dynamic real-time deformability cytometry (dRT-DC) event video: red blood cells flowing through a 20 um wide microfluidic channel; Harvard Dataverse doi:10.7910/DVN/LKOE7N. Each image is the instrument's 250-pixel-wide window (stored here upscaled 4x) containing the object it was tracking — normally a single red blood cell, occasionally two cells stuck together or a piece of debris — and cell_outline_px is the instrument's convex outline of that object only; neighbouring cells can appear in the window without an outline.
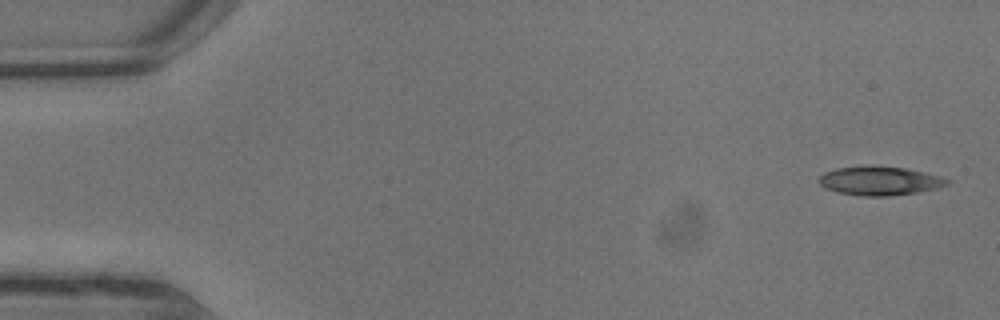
{"species": "common noctule bat (a hibernating species)", "species_latin": "Nyctalus noctula", "temperature_condition": "warm", "stored_images_in_passage": 7, "camera_frame_rate_fps": 3000, "um_per_image_px": 0.085, "animal": {"sex": "male", "body_mass_g": 13.3}, "frame": {"image": 1, "passage_image": 1, "time_ms": 0.0, "image_size_px": [1000, 320], "cell_outline_px": [[952, 180], [948, 184], [936, 188], [916, 192], [888, 196], [860, 196], [836, 192], [824, 188], [820, 184], [820, 176], [824, 172], [836, 168], [904, 168], [924, 172], [940, 176]], "centroid_in_image_um": [74.78, 15.41], "position_along_channel_um": 10.2, "area_um2": 20.81}}
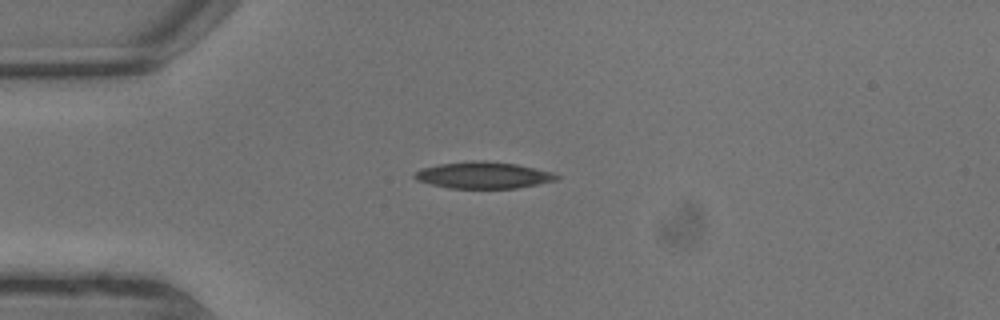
{"frame": {"image": 2, "passage_image": 5, "time_ms": 1.333, "image_size_px": [1000, 320], "cell_outline_px": [[560, 180], [516, 188], [448, 188], [416, 180], [412, 176], [420, 168], [440, 164], [472, 160], [484, 160], [516, 164], [536, 168], [552, 172], [560, 176]], "centroid_in_image_um": [41.1, 14.88], "position_along_channel_um": 43.9, "area_um2": 22.14}}
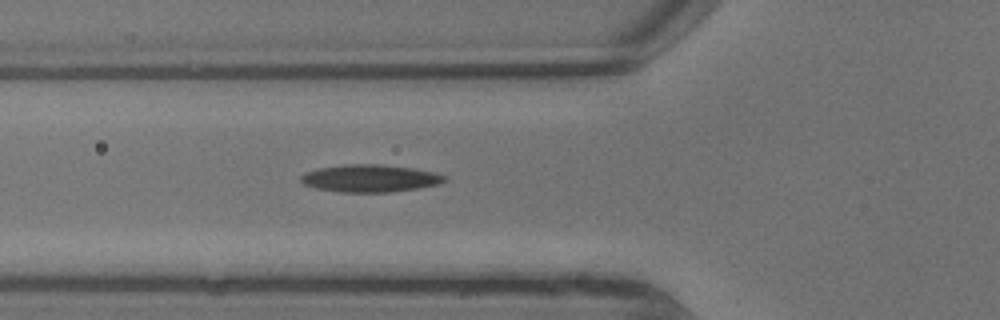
{"frame": {"image": 3, "passage_image": 7, "time_ms": 2.0, "image_size_px": [1000, 320], "cell_outline_px": [[444, 180], [436, 184], [416, 188], [388, 192], [340, 192], [316, 188], [304, 184], [300, 180], [300, 176], [308, 172], [320, 168], [344, 164], [380, 164], [412, 168], [436, 172], [444, 176]], "centroid_in_image_um": [31.41, 15.15], "position_along_channel_um": 94.4, "area_um2": 22.6}}